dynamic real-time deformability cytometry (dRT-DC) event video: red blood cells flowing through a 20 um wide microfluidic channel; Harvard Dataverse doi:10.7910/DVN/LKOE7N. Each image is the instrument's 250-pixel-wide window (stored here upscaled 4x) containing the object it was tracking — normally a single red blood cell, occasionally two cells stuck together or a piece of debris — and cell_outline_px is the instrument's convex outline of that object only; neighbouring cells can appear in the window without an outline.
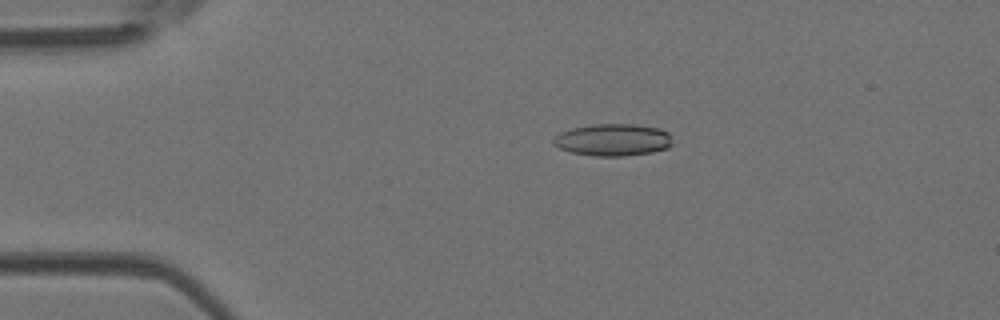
{"species": "Egyptian fruit bat (a non-hibernating species)", "species_latin": "Rousettus aegyptiacus", "temperature_condition": "room temperature", "stored_images_in_passage": 48, "camera_frame_rate_fps": 3000, "um_per_image_px": 0.085, "animal": {"sex": "female"}, "frame": {"image": 1, "passage_image": 10, "time_ms": 3.0, "image_size_px": [1000, 320], "cell_outline_px": [[672, 144], [668, 148], [652, 152], [624, 156], [596, 156], [572, 152], [560, 148], [552, 144], [552, 140], [560, 132], [572, 128], [592, 124], [636, 124], [660, 128], [668, 132]], "centroid_in_image_um": [52.1, 11.88], "position_along_channel_um": 32.9, "area_um2": 22.31}}
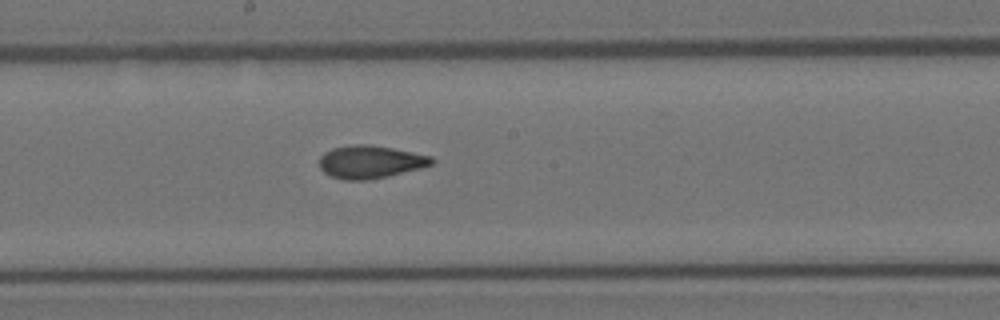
{"frame": {"image": 2, "passage_image": 26, "time_ms": 8.333, "image_size_px": [1000, 320], "cell_outline_px": [[436, 160], [432, 164], [420, 168], [388, 176], [368, 180], [344, 180], [332, 176], [324, 172], [320, 168], [320, 156], [324, 152], [332, 148], [356, 144], [368, 144], [392, 148], [432, 156]], "centroid_in_image_um": [31.48, 13.76], "position_along_channel_um": 216.7, "area_um2": 21.44}}
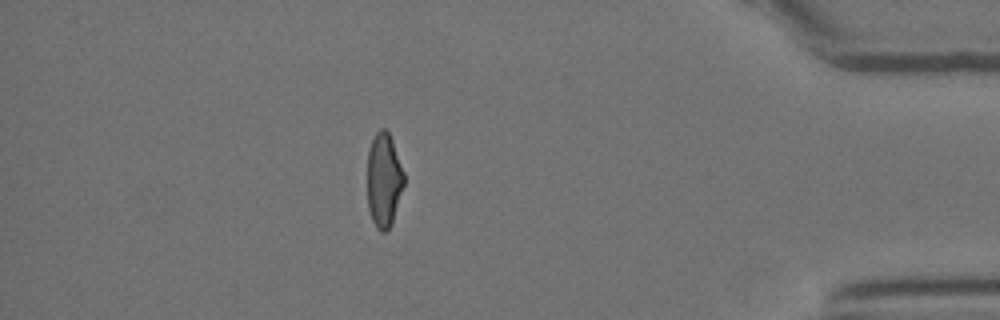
{"frame": {"image": 3, "passage_image": 42, "time_ms": 13.667, "image_size_px": [1000, 320], "cell_outline_px": [[404, 184], [392, 224], [384, 232], [380, 232], [376, 228], [372, 220], [368, 208], [368, 148], [376, 132], [380, 128], [384, 128], [388, 132], [392, 140], [404, 172]], "centroid_in_image_um": [32.63, 15.31], "position_along_channel_um": 402.6, "area_um2": 20.11}, "authors_computed_cell_mechanics": {"area_um2": 21.3282, "velocity_mm_per_s": 4.2793, "shape_relaxation_time_tau1_ms": 10.2827, "shape_relaxation_time_tau2_ms": 2.1887, "deformation_change_tau1": 0.2461, "deformation_change_tau2": 0.09}}